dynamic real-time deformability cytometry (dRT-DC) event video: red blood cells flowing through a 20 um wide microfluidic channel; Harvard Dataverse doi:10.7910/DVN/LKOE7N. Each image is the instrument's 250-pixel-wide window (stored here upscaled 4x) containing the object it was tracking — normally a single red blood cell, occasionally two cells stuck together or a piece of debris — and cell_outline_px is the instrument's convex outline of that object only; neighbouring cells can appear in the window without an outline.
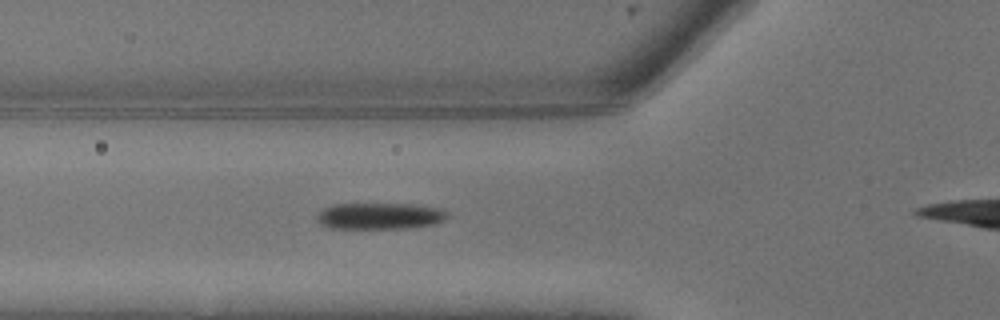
{"species": "common noctule bat (a hibernating species)", "species_latin": "Nyctalus noctula", "temperature_condition": "warm", "stored_images_in_passage": 5, "camera_frame_rate_fps": 3000, "um_per_image_px": 0.085, "animal": {"sex": "male", "body_mass_g": 13.3}, "frame": {"image": 1, "passage_image": 5, "time_ms": 1.333, "image_size_px": [1000, 320], "cell_outline_px": [[448, 216], [444, 220], [432, 224], [404, 228], [328, 228], [320, 224], [316, 220], [316, 216], [324, 208], [332, 204], [412, 204], [444, 208], [448, 212]], "centroid_in_image_um": [32.28, 18.35], "position_along_channel_um": 93.5, "area_um2": 20.17}}